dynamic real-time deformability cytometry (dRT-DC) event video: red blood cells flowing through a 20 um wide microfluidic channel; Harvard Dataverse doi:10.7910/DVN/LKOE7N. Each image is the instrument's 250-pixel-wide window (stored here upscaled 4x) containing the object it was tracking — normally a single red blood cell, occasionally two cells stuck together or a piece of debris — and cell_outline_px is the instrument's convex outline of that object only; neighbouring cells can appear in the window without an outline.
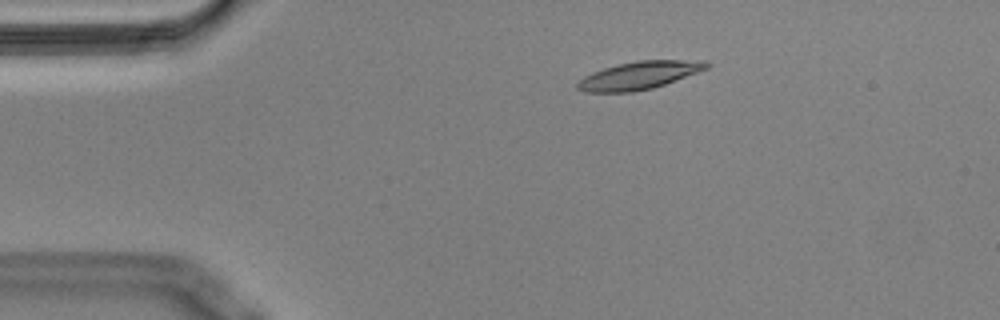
{"species": "Egyptian fruit bat (a non-hibernating species)", "species_latin": "Rousettus aegyptiacus", "temperature_condition": "cold", "stored_images_in_passage": 56, "camera_frame_rate_fps": 3000, "um_per_image_px": 0.085, "animal": {"sex": "male"}, "frame": {"image": 1, "passage_image": 10, "time_ms": 3.0, "image_size_px": [1000, 320], "cell_outline_px": [[712, 64], [708, 68], [676, 80], [652, 88], [632, 92], [584, 92], [576, 88], [576, 84], [584, 76], [592, 72], [604, 68], [636, 60], [708, 60]], "centroid_in_image_um": [54.35, 6.4], "position_along_channel_um": 30.7, "area_um2": 20.92}}
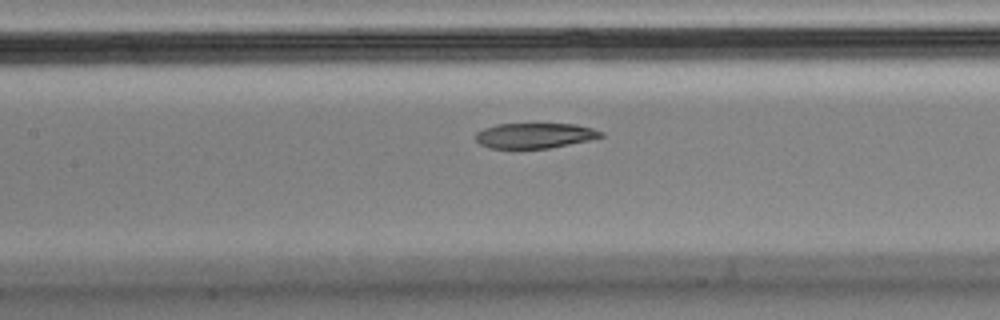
{"frame": {"image": 2, "passage_image": 25, "time_ms": 8.0, "image_size_px": [1000, 320], "cell_outline_px": [[604, 136], [588, 140], [548, 148], [488, 148], [480, 144], [476, 140], [476, 132], [484, 128], [496, 124], [576, 124], [592, 128], [604, 132]], "centroid_in_image_um": [45.44, 11.52], "position_along_channel_um": 162.0, "area_um2": 18.32}}
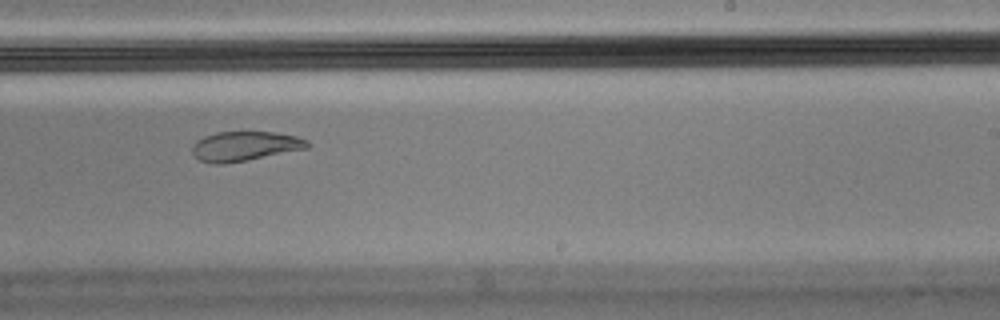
{"frame": {"image": 3, "passage_image": 34, "time_ms": 11.0, "image_size_px": [1000, 320], "cell_outline_px": [[312, 144], [308, 148], [248, 160], [224, 164], [212, 164], [200, 160], [192, 152], [192, 144], [196, 140], [204, 136], [216, 132], [272, 132], [296, 136], [308, 140]], "centroid_in_image_um": [20.81, 12.42], "position_along_channel_um": 268.2, "area_um2": 19.94}, "authors_computed_cell_mechanics": {"area_um2": 20.6346, "velocity_mm_per_s": 3.5506, "shape_relaxation_time_tau1_ms": null, "shape_relaxation_time_tau2_ms": 3.1488, "deformation_change_tau1": null, "deformation_change_tau2": 0.063}}